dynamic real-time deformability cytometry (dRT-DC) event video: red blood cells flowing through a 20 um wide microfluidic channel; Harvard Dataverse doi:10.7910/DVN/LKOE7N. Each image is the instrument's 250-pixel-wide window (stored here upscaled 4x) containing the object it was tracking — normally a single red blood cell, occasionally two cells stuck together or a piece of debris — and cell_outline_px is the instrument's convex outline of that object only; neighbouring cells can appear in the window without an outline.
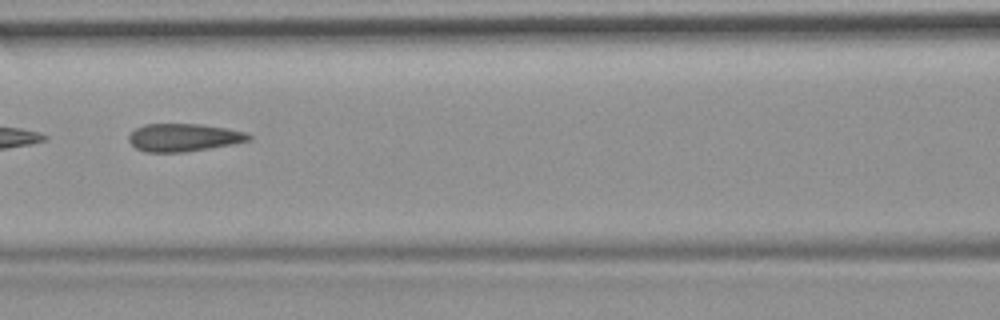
{"species": "common noctule bat (a hibernating species)", "species_latin": "Nyctalus noctula", "temperature_condition": "room temperature", "stored_images_in_passage": 10, "camera_frame_rate_fps": 3000, "um_per_image_px": 0.085, "animal": {"sex": "female", "body_mass_g": 19.9}, "frame": {"image": 1, "passage_image": 6, "time_ms": 1.667, "image_size_px": [1000, 320], "cell_outline_px": [[252, 140], [232, 144], [184, 152], [148, 152], [136, 148], [128, 140], [128, 136], [136, 128], [144, 124], [200, 124], [224, 128], [244, 132], [252, 136]], "centroid_in_image_um": [15.6, 11.68], "position_along_channel_um": 151.0, "area_um2": 19.25}}
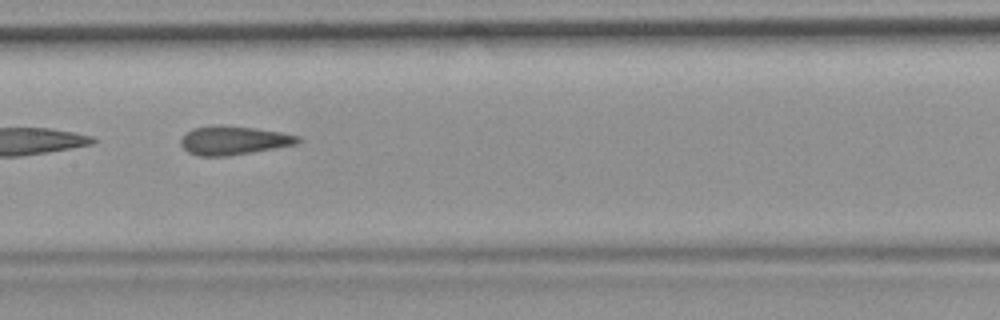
{"frame": {"image": 2, "passage_image": 7, "time_ms": 2.0, "image_size_px": [1000, 320], "cell_outline_px": [[300, 140], [296, 144], [252, 152], [228, 156], [200, 156], [188, 152], [180, 144], [180, 140], [192, 128], [220, 124], [252, 128], [280, 132], [300, 136]], "centroid_in_image_um": [19.83, 11.93], "position_along_channel_um": 187.6, "area_um2": 19.42}}
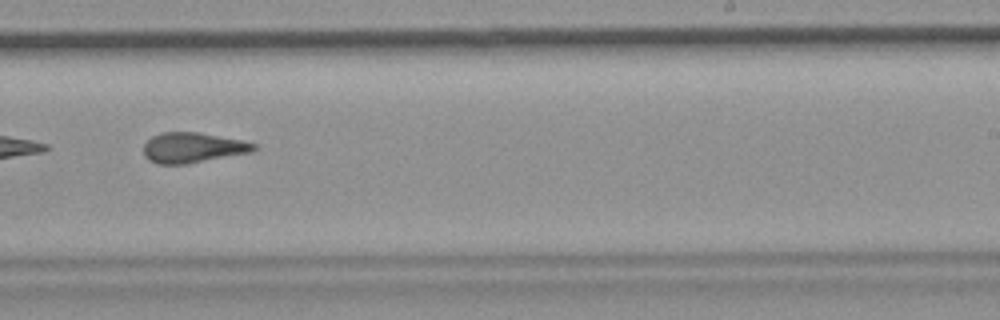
{"frame": {"image": 3, "passage_image": 9, "time_ms": 2.667, "image_size_px": [1000, 320], "cell_outline_px": [[256, 148], [252, 152], [188, 164], [156, 164], [148, 160], [144, 156], [144, 144], [152, 136], [160, 132], [196, 132], [240, 140], [256, 144]], "centroid_in_image_um": [16.34, 12.56], "position_along_channel_um": 272.7, "area_um2": 19.42}}